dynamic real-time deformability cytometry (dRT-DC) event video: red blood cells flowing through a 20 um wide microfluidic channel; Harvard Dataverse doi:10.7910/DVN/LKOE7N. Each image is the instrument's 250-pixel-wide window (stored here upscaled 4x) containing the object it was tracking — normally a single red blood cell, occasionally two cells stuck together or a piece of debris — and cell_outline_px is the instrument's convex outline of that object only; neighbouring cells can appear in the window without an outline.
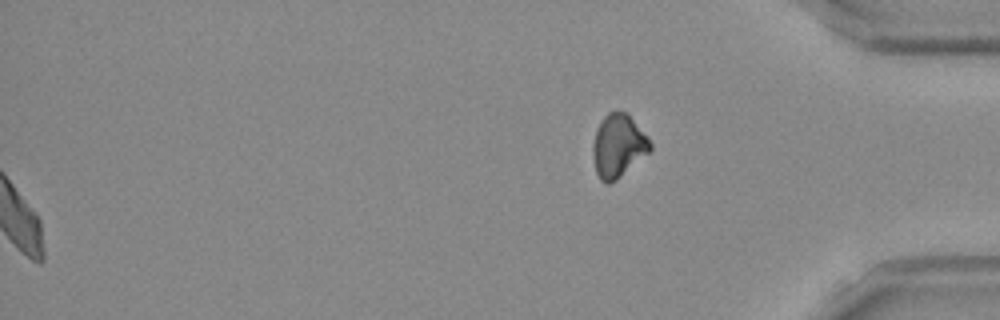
{"species": "Egyptian fruit bat (a non-hibernating species)", "species_latin": "Rousettus aegyptiacus", "temperature_condition": "room temperature", "stored_images_in_passage": 42, "segment_of_instrument_passage": [2, 2], "camera_frame_rate_fps": 3000, "um_per_image_px": 0.085, "frame": {"image": 1, "passage_image": 42, "time_ms": 13.667, "image_size_px": [1000, 320], "cell_outline_px": [[652, 148], [648, 152], [616, 180], [608, 184], [600, 180], [596, 172], [592, 156], [592, 144], [596, 128], [600, 120], [608, 112], [628, 112], [648, 136], [652, 144]], "centroid_in_image_um": [52.53, 12.37], "position_along_channel_um": 382.7, "area_um2": 21.21}}